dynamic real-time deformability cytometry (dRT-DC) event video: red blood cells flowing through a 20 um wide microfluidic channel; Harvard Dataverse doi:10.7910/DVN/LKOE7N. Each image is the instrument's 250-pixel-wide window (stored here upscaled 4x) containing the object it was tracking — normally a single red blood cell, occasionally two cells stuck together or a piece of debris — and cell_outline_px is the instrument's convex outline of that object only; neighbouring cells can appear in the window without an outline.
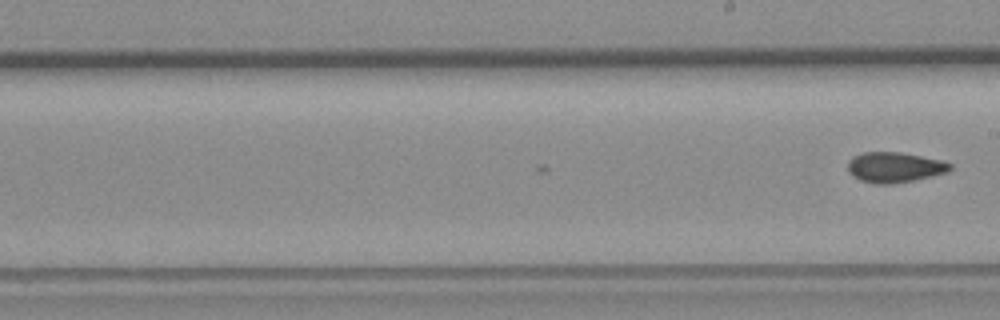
{"species": "common noctule bat (a hibernating species)", "species_latin": "Nyctalus noctula", "temperature_condition": "room temperature", "stored_images_in_passage": 10, "camera_frame_rate_fps": 3000, "um_per_image_px": 0.085, "animal": {"sex": "female", "body_mass_g": 19.3, "forearm_length_mm": 54.1}, "frame": {"image": 1, "passage_image": 10, "time_ms": 3.0, "image_size_px": [1000, 320], "cell_outline_px": [[952, 168], [948, 172], [912, 180], [892, 184], [876, 184], [860, 180], [852, 176], [848, 172], [848, 160], [852, 156], [864, 152], [900, 152], [940, 160], [952, 164]], "centroid_in_image_um": [75.99, 14.22], "position_along_channel_um": 213.0, "area_um2": 18.03}}